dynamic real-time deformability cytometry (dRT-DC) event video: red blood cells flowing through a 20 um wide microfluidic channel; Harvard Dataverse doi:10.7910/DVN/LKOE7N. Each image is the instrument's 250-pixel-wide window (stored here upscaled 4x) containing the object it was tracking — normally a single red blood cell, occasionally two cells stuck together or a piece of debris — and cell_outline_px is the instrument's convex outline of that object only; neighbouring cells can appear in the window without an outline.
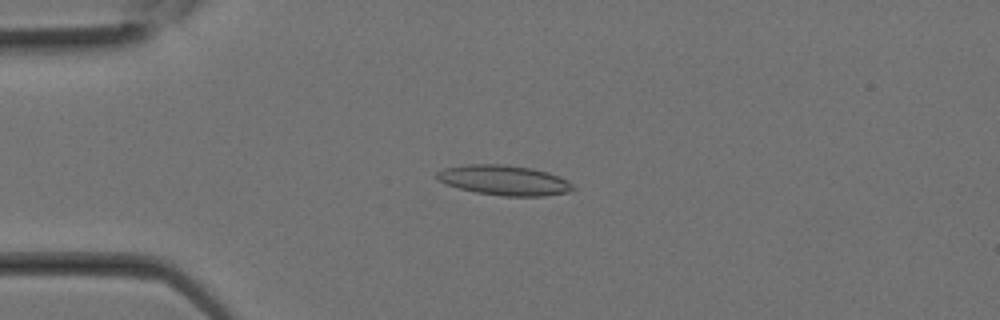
{"species": "Egyptian fruit bat (a non-hibernating species)", "species_latin": "Rousettus aegyptiacus", "temperature_condition": "room temperature", "stored_images_in_passage": 10, "camera_frame_rate_fps": 3000, "um_per_image_px": 0.085, "animal": {"sex": "female"}, "frame": {"image": 1, "passage_image": 2, "time_ms": 0.333, "image_size_px": [1000, 320], "cell_outline_px": [[576, 188], [568, 192], [544, 196], [504, 196], [476, 192], [444, 184], [436, 180], [436, 172], [444, 168], [468, 164], [500, 164], [532, 168], [548, 172], [560, 176], [568, 180]], "centroid_in_image_um": [42.85, 15.32], "position_along_channel_um": 42.1, "area_um2": 23.93}}
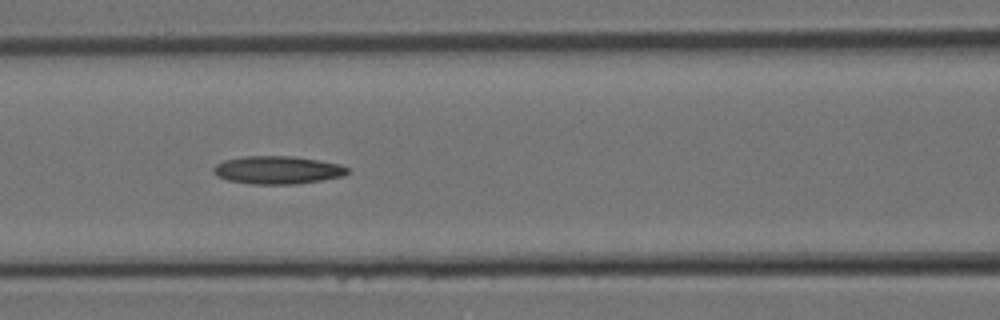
{"frame": {"image": 2, "passage_image": 7, "time_ms": 2.0, "image_size_px": [1000, 320], "cell_outline_px": [[348, 172], [344, 176], [296, 184], [252, 184], [228, 180], [216, 176], [212, 172], [212, 168], [216, 164], [224, 160], [244, 156], [292, 156], [340, 164], [348, 168]], "centroid_in_image_um": [23.55, 14.45], "position_along_channel_um": 143.1, "area_um2": 21.79}}
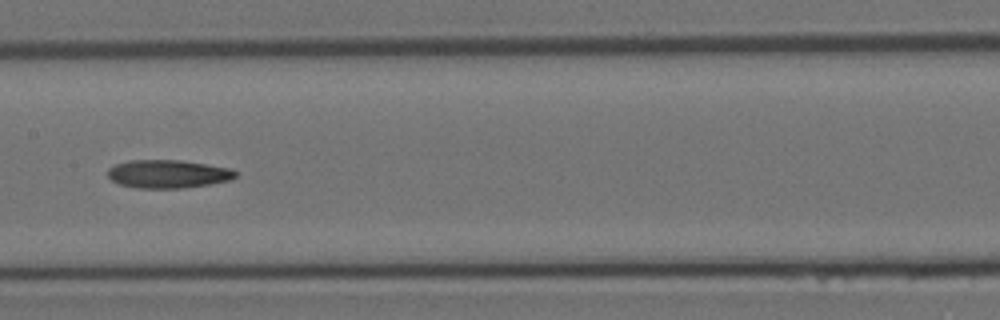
{"frame": {"image": 3, "passage_image": 9, "time_ms": 2.667, "image_size_px": [1000, 320], "cell_outline_px": [[236, 176], [232, 180], [184, 188], [136, 188], [120, 184], [112, 180], [108, 176], [108, 168], [116, 164], [128, 160], [180, 160], [232, 168], [236, 172]], "centroid_in_image_um": [14.29, 14.78], "position_along_channel_um": 193.1, "area_um2": 21.04}}